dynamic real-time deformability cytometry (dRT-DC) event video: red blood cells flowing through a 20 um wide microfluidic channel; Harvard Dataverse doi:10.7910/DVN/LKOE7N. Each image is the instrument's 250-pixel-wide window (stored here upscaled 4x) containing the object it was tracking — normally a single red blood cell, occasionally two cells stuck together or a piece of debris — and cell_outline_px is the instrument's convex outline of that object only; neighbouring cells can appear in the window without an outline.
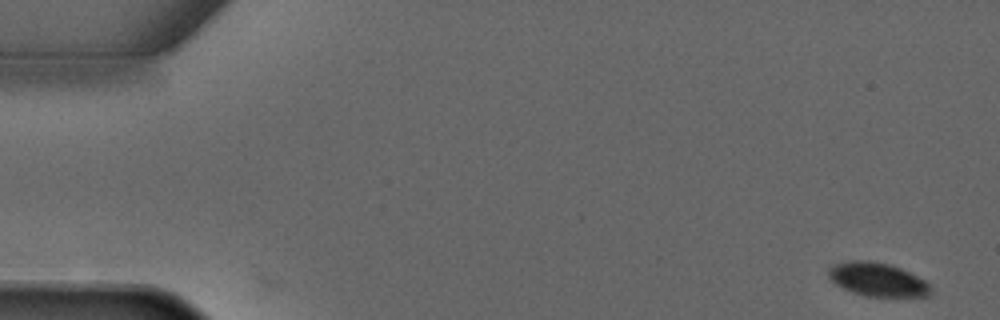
{"species": "common noctule bat (a hibernating species)", "species_latin": "Nyctalus noctula", "temperature_condition": "warm", "stored_images_in_passage": 5, "camera_frame_rate_fps": 3000, "um_per_image_px": 0.085, "animal": {"sex": "male", "forearm_length_mm": 52.5}, "frame": {"image": 1, "passage_image": 1, "time_ms": 0.0, "image_size_px": [1000, 320], "cell_outline_px": [[932, 296], [864, 296], [852, 292], [836, 284], [828, 276], [828, 268], [836, 264], [848, 260], [872, 260], [892, 264], [924, 280], [932, 288]], "centroid_in_image_um": [74.59, 23.75], "position_along_channel_um": 10.4, "area_um2": 20.06}}
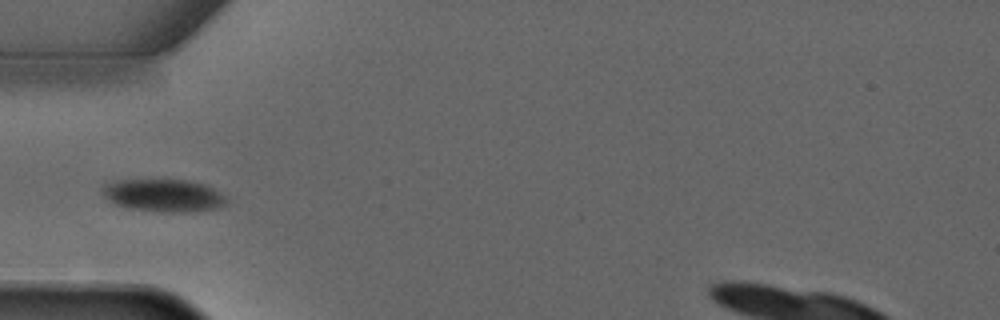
{"frame": {"image": 2, "passage_image": 4, "time_ms": 4.333, "image_size_px": [1000, 320], "cell_outline_px": [[228, 200], [224, 204], [212, 208], [132, 208], [116, 204], [104, 196], [104, 184], [116, 180], [188, 180], [204, 184], [212, 188], [224, 196]], "centroid_in_image_um": [13.84, 16.51], "position_along_channel_um": 71.2, "area_um2": 21.5}}